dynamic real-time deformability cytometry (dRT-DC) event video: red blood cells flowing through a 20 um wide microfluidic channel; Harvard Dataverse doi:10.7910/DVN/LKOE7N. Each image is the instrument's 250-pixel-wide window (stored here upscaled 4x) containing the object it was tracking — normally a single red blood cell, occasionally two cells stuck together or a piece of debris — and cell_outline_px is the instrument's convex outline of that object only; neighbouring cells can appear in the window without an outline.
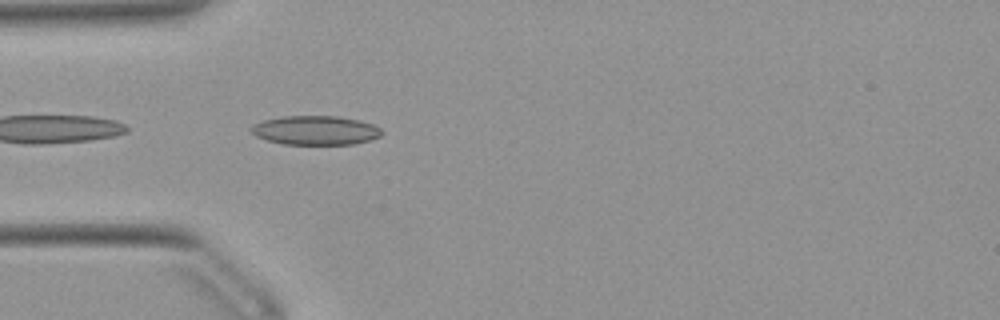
{"species": "Egyptian fruit bat (a non-hibernating species)", "species_latin": "Rousettus aegyptiacus", "temperature_condition": "warm", "stored_images_in_passage": 8, "camera_frame_rate_fps": 3000, "um_per_image_px": 0.085, "animal": {"sex": "female"}, "frame": {"image": 1, "passage_image": 1, "time_ms": 0.0, "image_size_px": [1000, 320], "cell_outline_px": [[384, 132], [380, 136], [372, 140], [352, 144], [284, 144], [268, 140], [256, 136], [248, 128], [252, 124], [264, 120], [284, 116], [336, 116], [360, 120], [372, 124], [380, 128]], "centroid_in_image_um": [26.83, 11.07], "position_along_channel_um": 58.2, "area_um2": 22.2}}
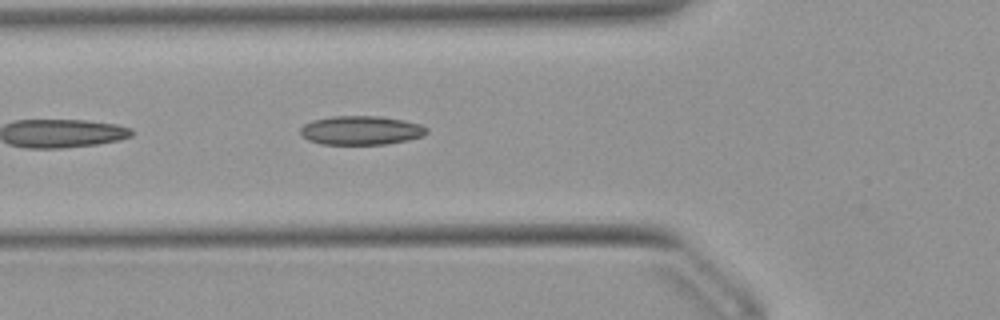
{"frame": {"image": 2, "passage_image": 4, "time_ms": 1.0, "image_size_px": [1000, 320], "cell_outline_px": [[428, 132], [424, 136], [408, 140], [384, 144], [320, 144], [308, 140], [300, 132], [300, 128], [304, 124], [312, 120], [332, 116], [380, 116], [404, 120], [420, 124], [428, 128]], "centroid_in_image_um": [30.7, 11.07], "position_along_channel_um": 95.1, "area_um2": 21.39}}